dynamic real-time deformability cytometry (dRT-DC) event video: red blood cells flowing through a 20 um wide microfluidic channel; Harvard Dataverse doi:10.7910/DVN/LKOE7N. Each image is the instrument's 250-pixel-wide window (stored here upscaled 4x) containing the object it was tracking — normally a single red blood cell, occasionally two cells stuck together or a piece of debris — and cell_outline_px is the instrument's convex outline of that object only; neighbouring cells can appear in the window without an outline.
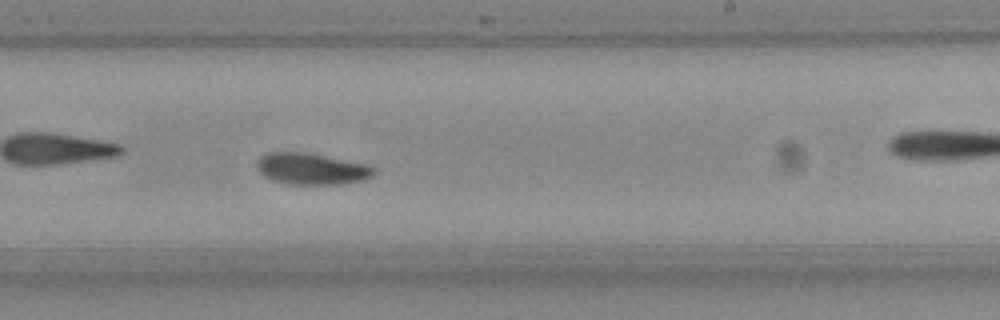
{"species": "Egyptian fruit bat (a non-hibernating species)", "species_latin": "Rousettus aegyptiacus", "temperature_condition": "room temperature", "stored_images_in_passage": 53, "camera_frame_rate_fps": 3000, "um_per_image_px": 0.085, "frame": {"image": 1, "passage_image": 31, "time_ms": 10.0, "image_size_px": [1000, 320], "cell_outline_px": [[376, 172], [372, 176], [364, 180], [340, 184], [288, 184], [272, 180], [264, 176], [256, 168], [256, 164], [260, 156], [268, 152], [300, 152], [368, 164], [376, 168]], "centroid_in_image_um": [26.48, 14.36], "position_along_channel_um": 262.5, "area_um2": 21.39}, "authors_computed_cell_mechanics": {"area_um2": 20.8658, "velocity_mm_per_s": 3.766, "shape_relaxation_time_tau1_ms": 8.3699, "shape_relaxation_time_tau2_ms": 9.4203, "deformation_change_tau1": 0.1749, "deformation_change_tau2": 0.1222}}